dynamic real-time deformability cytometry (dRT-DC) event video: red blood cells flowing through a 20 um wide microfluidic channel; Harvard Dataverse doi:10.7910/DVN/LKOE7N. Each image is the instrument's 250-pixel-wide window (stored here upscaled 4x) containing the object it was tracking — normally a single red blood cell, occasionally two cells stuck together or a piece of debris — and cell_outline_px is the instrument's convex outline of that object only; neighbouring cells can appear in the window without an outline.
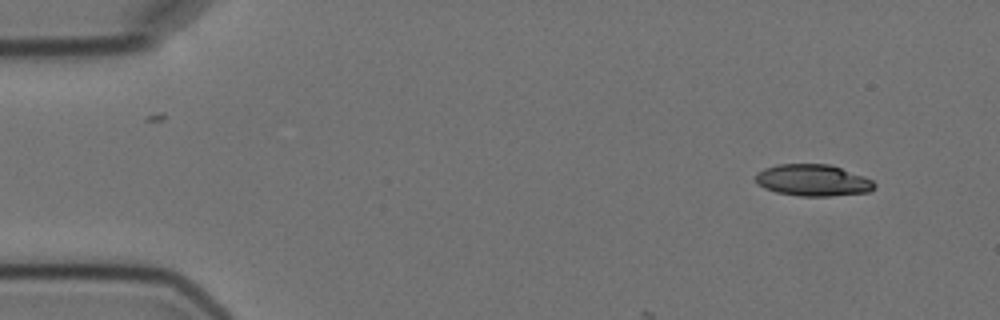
{"species": "Egyptian fruit bat (a non-hibernating species)", "species_latin": "Rousettus aegyptiacus", "temperature_condition": "cold", "stored_images_in_passage": 3, "camera_frame_rate_fps": 3000, "um_per_image_px": 0.085, "animal": {"sex": "female"}, "frame": {"image": 1, "passage_image": 1, "time_ms": 0.0, "image_size_px": [1000, 320], "cell_outline_px": [[876, 188], [868, 192], [832, 196], [800, 196], [776, 192], [764, 188], [756, 184], [756, 172], [764, 168], [776, 164], [828, 164], [864, 176], [872, 180], [876, 184]], "centroid_in_image_um": [69.08, 15.32], "position_along_channel_um": 15.9, "area_um2": 22.02}}
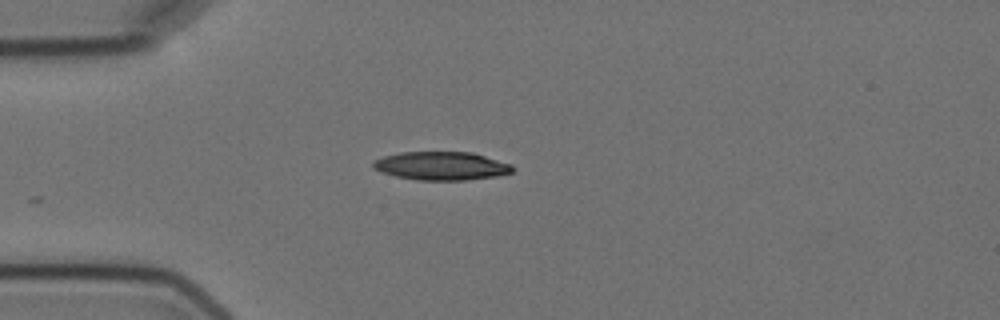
{"frame": {"image": 2, "passage_image": 3, "time_ms": 3.333, "image_size_px": [1000, 320], "cell_outline_px": [[516, 168], [512, 172], [496, 176], [464, 180], [420, 180], [396, 176], [380, 172], [372, 168], [372, 160], [384, 156], [400, 152], [472, 152], [512, 164]], "centroid_in_image_um": [37.5, 14.09], "position_along_channel_um": 47.5, "area_um2": 23.18}}